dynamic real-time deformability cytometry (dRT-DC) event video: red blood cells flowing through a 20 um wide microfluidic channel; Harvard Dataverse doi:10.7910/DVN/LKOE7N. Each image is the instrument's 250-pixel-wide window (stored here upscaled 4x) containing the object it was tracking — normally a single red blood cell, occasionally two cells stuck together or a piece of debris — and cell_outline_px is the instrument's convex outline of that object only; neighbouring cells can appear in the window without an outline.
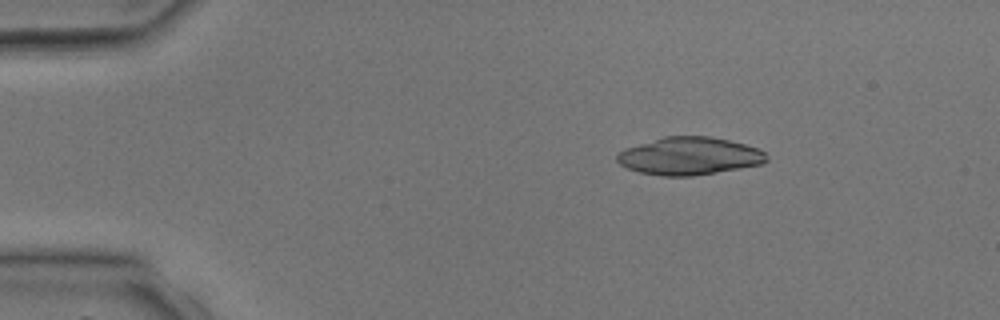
{"species": "common noctule bat (a hibernating species)", "species_latin": "Nyctalus noctula", "temperature_condition": "room temperature", "stored_images_in_passage": 2, "camera_frame_rate_fps": 3000, "um_per_image_px": 0.085, "animal": {"sex": "male", "body_mass_g": 17.9, "forearm_length_mm": 54.2}, "frame": {"image": 1, "passage_image": 1, "time_ms": 0.0, "image_size_px": [1000, 320], "cell_outline_px": [[768, 160], [764, 164], [692, 176], [660, 176], [640, 172], [628, 168], [620, 164], [616, 160], [616, 156], [624, 148], [664, 136], [708, 136], [728, 140], [744, 144], [756, 148], [764, 152], [768, 156]], "centroid_in_image_um": [58.59, 13.26], "position_along_channel_um": 26.4, "area_um2": 32.77}}